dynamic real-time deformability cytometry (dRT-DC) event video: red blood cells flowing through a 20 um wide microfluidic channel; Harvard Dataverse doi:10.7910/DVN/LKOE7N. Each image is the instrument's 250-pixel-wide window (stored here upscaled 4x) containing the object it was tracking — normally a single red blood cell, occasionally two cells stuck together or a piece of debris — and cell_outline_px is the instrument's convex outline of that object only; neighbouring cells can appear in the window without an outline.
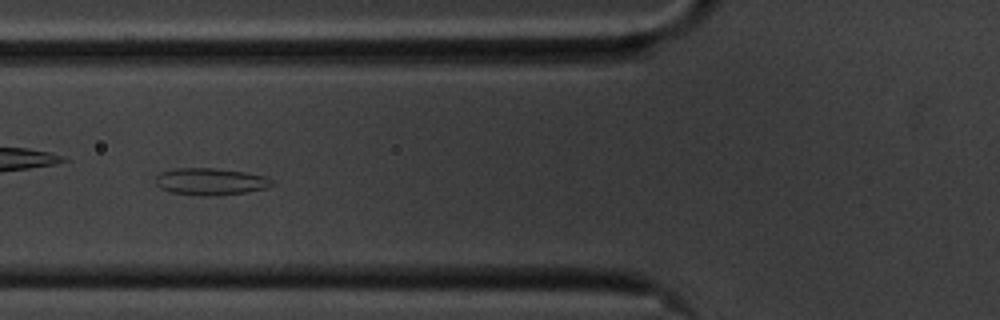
{"species": "common noctule bat (a hibernating species)", "species_latin": "Nyctalus noctula", "temperature_condition": "cold", "stored_images_in_passage": 36, "camera_frame_rate_fps": 3000, "um_per_image_px": 0.085, "animal": {"sex": "male", "body_mass_g": 20.1, "forearm_length_mm": 53.5}, "frame": {"image": 1, "passage_image": 7, "time_ms": 2.0, "image_size_px": [1000, 320], "cell_outline_px": [[276, 184], [268, 188], [248, 192], [216, 196], [200, 196], [172, 192], [160, 188], [156, 184], [156, 176], [160, 172], [172, 168], [212, 168], [244, 172], [264, 176], [272, 180]], "centroid_in_image_um": [17.9, 15.44], "position_along_channel_um": 107.9, "area_um2": 18.5}}
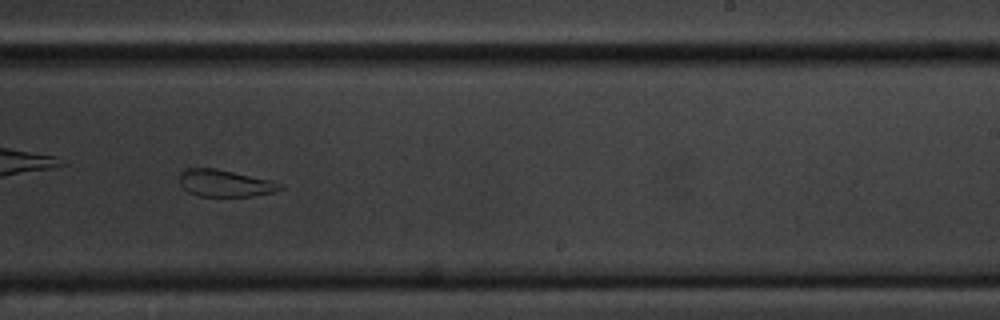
{"frame": {"image": 2, "passage_image": 21, "time_ms": 6.667, "image_size_px": [1000, 320], "cell_outline_px": [[284, 188], [272, 192], [252, 196], [200, 196], [188, 192], [180, 184], [180, 172], [184, 168], [216, 168], [272, 180], [284, 184]], "centroid_in_image_um": [19.13, 15.56], "position_along_channel_um": 269.9, "area_um2": 15.9}}
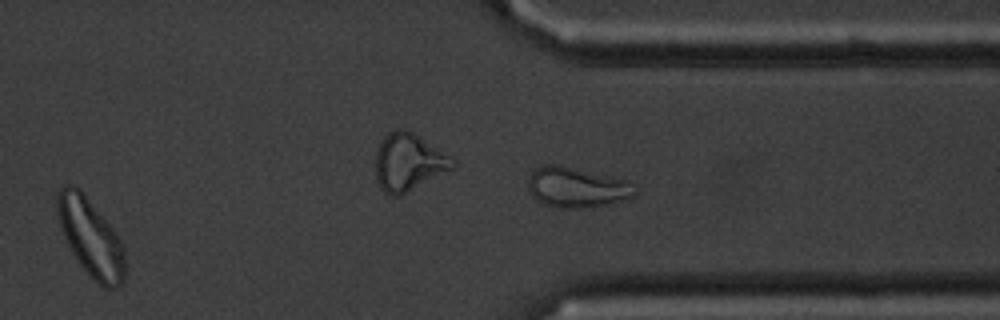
{"frame": {"image": 3, "passage_image": 29, "time_ms": 9.333, "image_size_px": [1000, 320], "cell_outline_px": [[124, 280], [120, 284], [112, 288], [104, 288], [88, 276], [72, 252], [64, 236], [56, 216], [56, 192], [64, 184], [72, 184], [80, 188], [116, 232], [124, 248]], "centroid_in_image_um": [7.67, 20.15], "position_along_channel_um": 403.7, "area_um2": 30.87}, "authors_computed_cell_mechanics": {"area_um2": 18.0047, "velocity_mm_per_s": 3.4687, "shape_relaxation_time_tau1_ms": null, "shape_relaxation_time_tau2_ms": 2.8848, "deformation_change_tau1": null, "deformation_change_tau2": 0.1152}}